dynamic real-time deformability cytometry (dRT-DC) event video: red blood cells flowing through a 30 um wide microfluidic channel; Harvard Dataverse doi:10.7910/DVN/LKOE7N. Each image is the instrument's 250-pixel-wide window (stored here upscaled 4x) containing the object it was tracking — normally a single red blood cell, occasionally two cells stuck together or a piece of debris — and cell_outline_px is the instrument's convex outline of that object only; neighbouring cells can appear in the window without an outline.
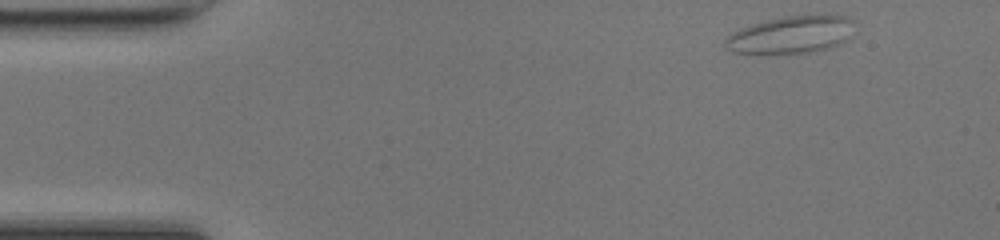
{"species": "common noctule bat (a hibernating species)", "species_latin": "Nyctalus noctula", "temperature_condition": "room temperature", "stored_images_in_passage": 45, "segment_of_instrument_passage": [1, 2], "camera_frame_rate_fps": 3000, "um_per_image_px": 0.085, "animal": {"sex": "female", "body_mass_g": 17.0, "forearm_length_mm": 48.0}, "frame": {"image": 1, "passage_image": 1, "time_ms": 0.0, "image_size_px": [1000, 240], "cell_outline_px": [[856, 20], [848, 40], [828, 48], [808, 52], [732, 52], [724, 44], [724, 40], [732, 32], [768, 20], [788, 16], [848, 16]], "centroid_in_image_um": [67.31, 2.94], "position_along_channel_um": 17.7, "area_um2": 27.22}}
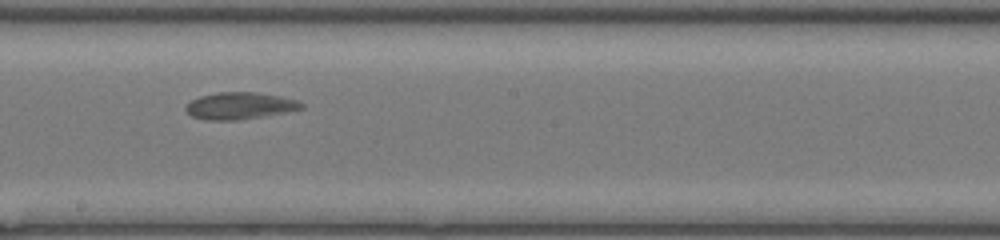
{"frame": {"image": 2, "passage_image": 23, "time_ms": 7.333, "image_size_px": [1000, 240], "cell_outline_px": [[304, 108], [284, 112], [236, 120], [208, 120], [192, 116], [184, 108], [192, 100], [200, 96], [220, 92], [256, 92], [280, 96], [296, 100], [304, 104]], "centroid_in_image_um": [20.38, 8.98], "position_along_channel_um": 227.8, "area_um2": 17.8}}
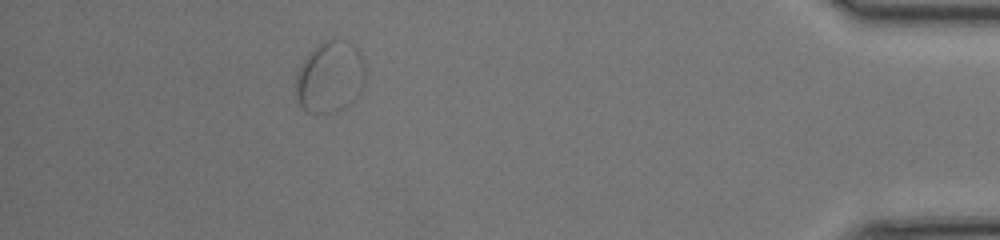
{"frame": {"image": 3, "passage_image": 40, "time_ms": 13.0, "image_size_px": [1000, 240], "cell_outline_px": [[332, 40], [328, 112], [308, 112], [296, 100], [296, 72], [300, 64], [308, 52], [324, 40]], "centroid_in_image_um": [26.77, 6.68], "position_along_channel_um": 408.4, "area_um2": 14.62}}